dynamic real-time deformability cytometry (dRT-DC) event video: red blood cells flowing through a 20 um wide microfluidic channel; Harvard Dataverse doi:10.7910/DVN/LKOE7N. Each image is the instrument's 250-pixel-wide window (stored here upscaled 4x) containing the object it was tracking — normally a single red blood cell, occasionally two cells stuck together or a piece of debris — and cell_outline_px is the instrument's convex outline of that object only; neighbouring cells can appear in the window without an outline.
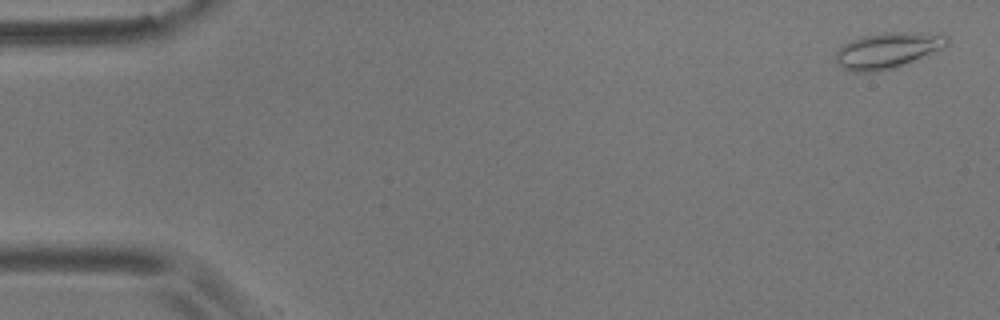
{"species": "common noctule bat (a hibernating species)", "species_latin": "Nyctalus noctula", "temperature_condition": "room temperature", "stored_images_in_passage": 14, "camera_frame_rate_fps": 3000, "um_per_image_px": 0.085, "animal": {"sex": "male", "body_mass_g": 17.9}, "frame": {"image": 1, "passage_image": 1, "time_ms": 0.0, "image_size_px": [1000, 320], "cell_outline_px": [[948, 44], [940, 48], [896, 68], [876, 72], [852, 72], [844, 68], [836, 60], [836, 52], [844, 44], [860, 36], [884, 32], [920, 32], [948, 36]], "centroid_in_image_um": [75.41, 4.28], "position_along_channel_um": 9.6, "area_um2": 22.95}}
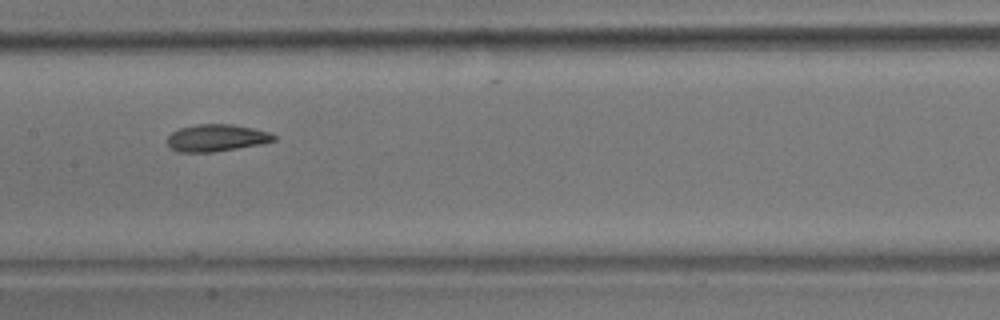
{"frame": {"image": 2, "passage_image": 8, "time_ms": 8.667, "image_size_px": [1000, 320], "cell_outline_px": [[276, 140], [264, 144], [212, 152], [176, 152], [168, 144], [168, 136], [172, 132], [180, 128], [196, 124], [232, 124], [252, 128], [268, 132], [276, 136]], "centroid_in_image_um": [18.41, 11.72], "position_along_channel_um": 189.0, "area_um2": 16.82}}
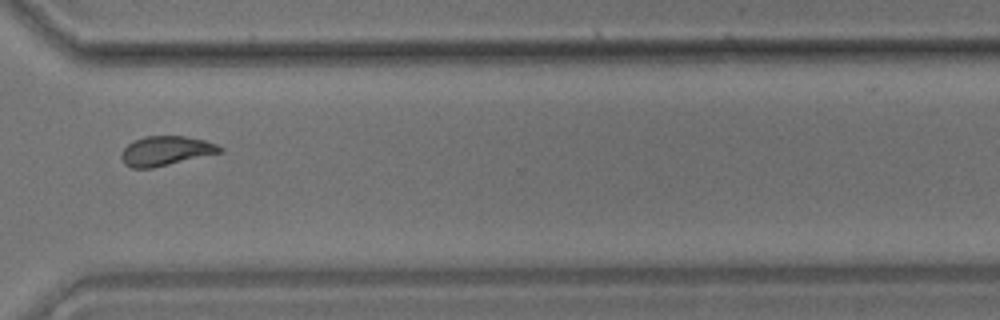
{"frame": {"image": 3, "passage_image": 12, "time_ms": 13.333, "image_size_px": [1000, 320], "cell_outline_px": [[224, 152], [152, 168], [132, 168], [124, 164], [120, 156], [120, 152], [128, 144], [144, 136], [184, 136], [204, 140], [216, 144], [224, 148]], "centroid_in_image_um": [14.1, 12.83], "position_along_channel_um": 356.5, "area_um2": 16.99}, "authors_computed_cell_mechanics": {"area_um2": 17.1088, "velocity_mm_per_s": 3.5999, "shape_relaxation_time_tau1_ms": 3.663, "shape_relaxation_time_tau2_ms": 1.7077, "deformation_change_tau1": 0.1149, "deformation_change_tau2": 0.0648}}